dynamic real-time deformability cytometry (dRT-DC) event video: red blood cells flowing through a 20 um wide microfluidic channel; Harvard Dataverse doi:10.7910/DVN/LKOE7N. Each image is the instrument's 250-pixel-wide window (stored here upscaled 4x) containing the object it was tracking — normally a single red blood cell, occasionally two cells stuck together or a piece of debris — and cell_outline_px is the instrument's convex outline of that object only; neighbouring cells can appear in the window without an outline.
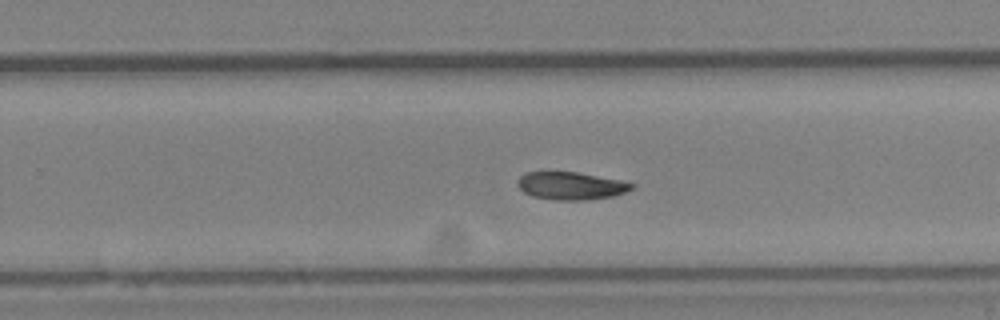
{"species": "Egyptian fruit bat (a non-hibernating species)", "species_latin": "Rousettus aegyptiacus", "temperature_condition": "cold", "stored_images_in_passage": 38, "segment_of_instrument_passage": [2, 2], "camera_frame_rate_fps": 3000, "um_per_image_px": 0.085, "animal": {"sex": "female"}, "frame": {"image": 1, "passage_image": 19, "time_ms": 6.0, "image_size_px": [1000, 320], "cell_outline_px": [[636, 184], [632, 188], [624, 192], [612, 196], [588, 200], [556, 200], [532, 196], [524, 192], [516, 184], [516, 180], [520, 176], [528, 172], [576, 172]], "centroid_in_image_um": [48.47, 15.8], "position_along_channel_um": 281.3, "area_um2": 18.15}}
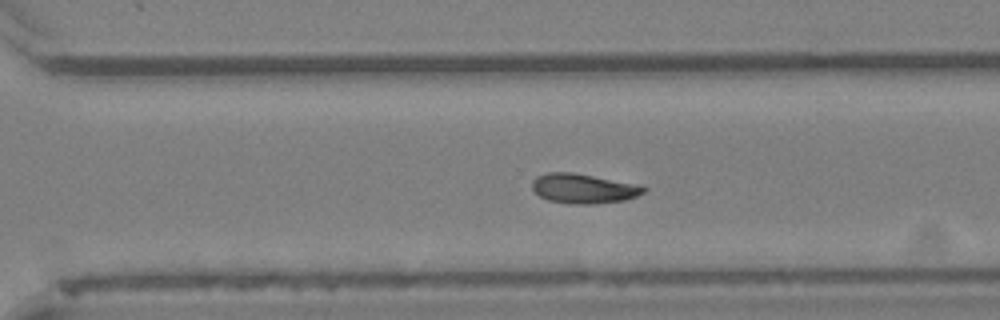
{"frame": {"image": 2, "passage_image": 22, "time_ms": 7.0, "image_size_px": [1000, 320], "cell_outline_px": [[648, 188], [644, 192], [636, 196], [624, 200], [596, 204], [572, 204], [548, 200], [540, 196], [532, 188], [532, 180], [536, 176], [548, 172], [572, 172], [636, 184]], "centroid_in_image_um": [49.57, 16.02], "position_along_channel_um": 321.0, "area_um2": 19.19}}
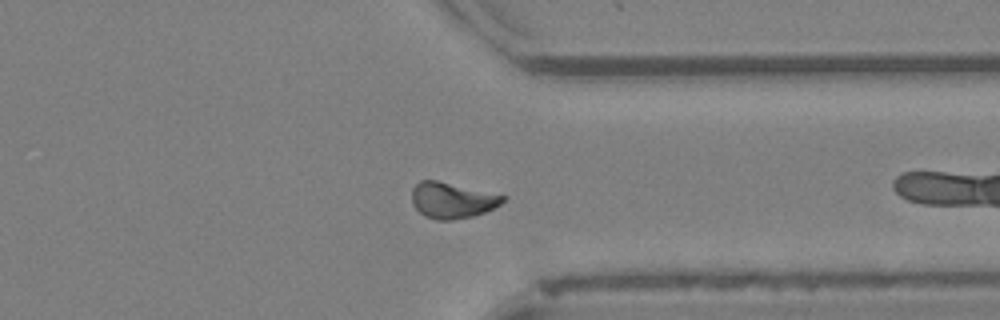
{"frame": {"image": 3, "passage_image": 26, "time_ms": 8.333, "image_size_px": [1000, 320], "cell_outline_px": [[508, 196], [500, 204], [484, 212], [472, 216], [452, 220], [436, 220], [424, 216], [412, 204], [412, 188], [420, 180], [436, 180]], "centroid_in_image_um": [38.41, 17.02], "position_along_channel_um": 373.0, "area_um2": 18.96}}